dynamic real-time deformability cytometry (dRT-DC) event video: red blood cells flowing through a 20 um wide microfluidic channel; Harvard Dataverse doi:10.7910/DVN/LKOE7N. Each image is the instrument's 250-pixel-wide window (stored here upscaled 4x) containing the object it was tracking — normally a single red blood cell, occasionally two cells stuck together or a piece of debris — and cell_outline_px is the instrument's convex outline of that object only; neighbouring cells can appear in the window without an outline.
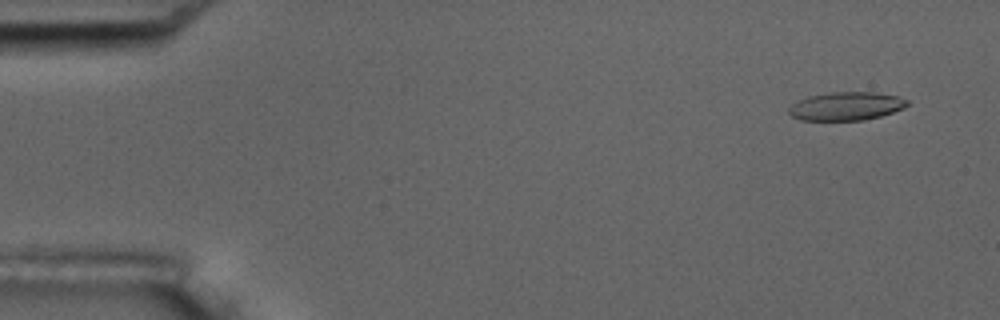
{"species": "common noctule bat (a hibernating species)", "species_latin": "Nyctalus noctula", "temperature_condition": "room temperature", "stored_images_in_passage": 6, "camera_frame_rate_fps": 3000, "um_per_image_px": 0.085, "animal": {"sex": "male", "body_mass_g": 17.5, "forearm_length_mm": 52.3}, "frame": {"image": 1, "passage_image": 2, "time_ms": 1.0, "image_size_px": [1000, 320], "cell_outline_px": [[908, 104], [904, 108], [880, 116], [864, 120], [800, 120], [792, 116], [788, 112], [788, 108], [792, 104], [808, 96], [832, 92], [876, 92], [900, 96], [908, 100]], "centroid_in_image_um": [71.94, 9.02], "position_along_channel_um": 13.1, "area_um2": 19.59}}
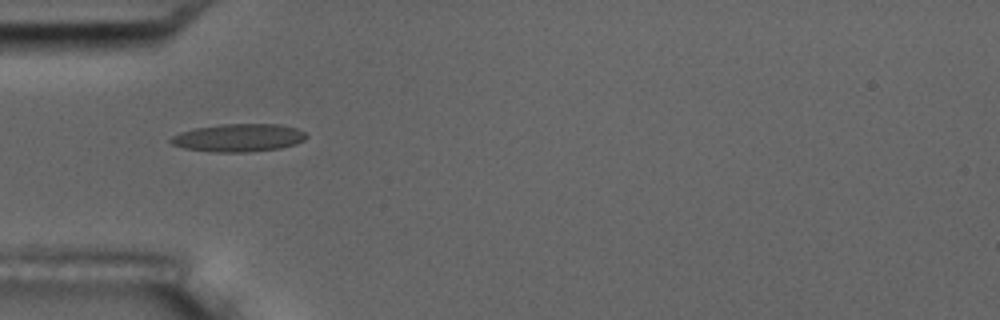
{"frame": {"image": 2, "passage_image": 5, "time_ms": 5.667, "image_size_px": [1000, 320], "cell_outline_px": [[308, 136], [304, 140], [296, 144], [280, 148], [248, 152], [212, 152], [184, 148], [172, 144], [168, 140], [172, 136], [180, 132], [196, 128], [224, 124], [280, 124], [296, 128], [304, 132]], "centroid_in_image_um": [20.29, 11.71], "position_along_channel_um": 64.7, "area_um2": 22.02}}